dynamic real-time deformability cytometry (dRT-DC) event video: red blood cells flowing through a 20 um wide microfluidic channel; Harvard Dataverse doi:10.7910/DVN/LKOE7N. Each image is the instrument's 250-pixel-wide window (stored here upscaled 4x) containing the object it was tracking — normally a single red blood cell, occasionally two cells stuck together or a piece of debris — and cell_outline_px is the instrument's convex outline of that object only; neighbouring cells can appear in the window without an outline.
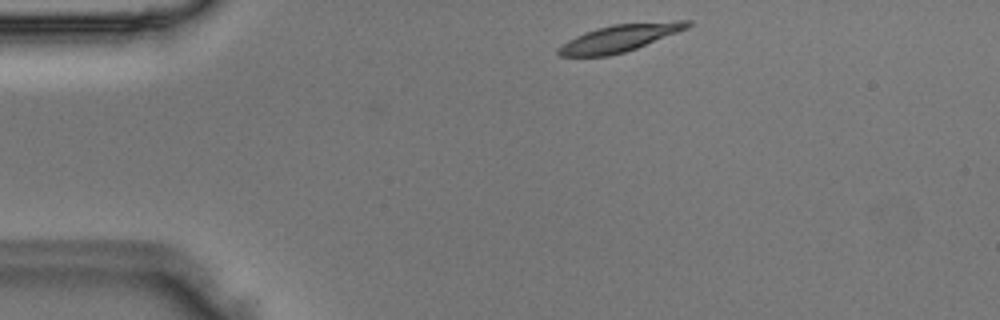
{"species": "Egyptian fruit bat (a non-hibernating species)", "species_latin": "Rousettus aegyptiacus", "temperature_condition": "room temperature", "stored_images_in_passage": 25, "camera_frame_rate_fps": 3000, "um_per_image_px": 0.085, "animal": {"sex": "male"}, "frame": {"image": 1, "passage_image": 2, "time_ms": 0.333, "image_size_px": [1000, 320], "cell_outline_px": [[692, 24], [688, 28], [636, 48], [624, 52], [608, 56], [556, 56], [556, 48], [568, 40], [584, 32], [596, 28], [612, 24], [676, 20], [692, 20]], "centroid_in_image_um": [52.65, 3.22], "position_along_channel_um": 32.3, "area_um2": 20.58}}
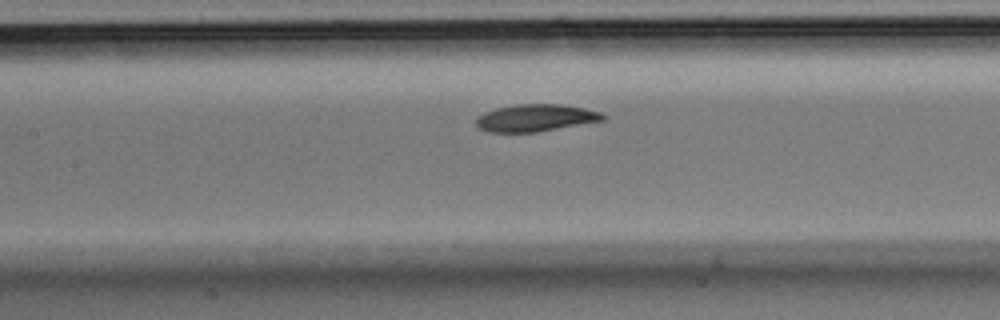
{"frame": {"image": 2, "passage_image": 15, "time_ms": 4.667, "image_size_px": [1000, 320], "cell_outline_px": [[608, 116], [604, 120], [536, 132], [488, 132], [480, 128], [476, 124], [476, 116], [484, 112], [496, 108], [516, 104], [560, 104], [584, 108], [600, 112]], "centroid_in_image_um": [45.51, 10.01], "position_along_channel_um": 161.9, "area_um2": 20.06}}
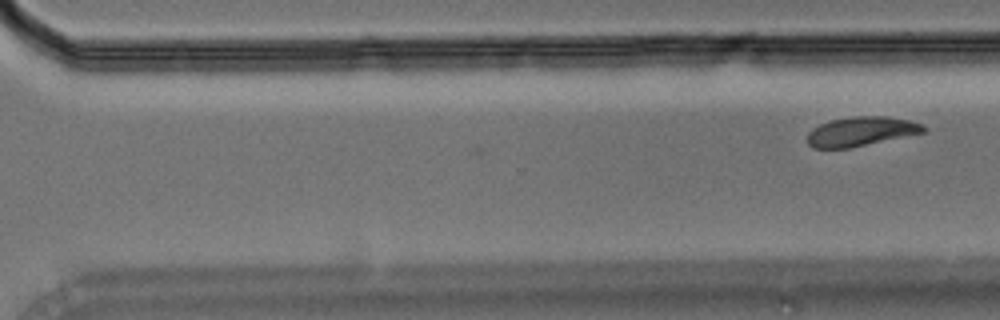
{"frame": {"image": 3, "passage_image": 25, "time_ms": 8.0, "image_size_px": [1000, 320], "cell_outline_px": [[928, 128], [924, 132], [848, 148], [812, 148], [808, 144], [808, 132], [812, 128], [820, 124], [832, 120], [852, 116], [888, 116], [908, 120], [920, 124]], "centroid_in_image_um": [73.16, 11.16], "position_along_channel_um": 297.4, "area_um2": 19.59}}